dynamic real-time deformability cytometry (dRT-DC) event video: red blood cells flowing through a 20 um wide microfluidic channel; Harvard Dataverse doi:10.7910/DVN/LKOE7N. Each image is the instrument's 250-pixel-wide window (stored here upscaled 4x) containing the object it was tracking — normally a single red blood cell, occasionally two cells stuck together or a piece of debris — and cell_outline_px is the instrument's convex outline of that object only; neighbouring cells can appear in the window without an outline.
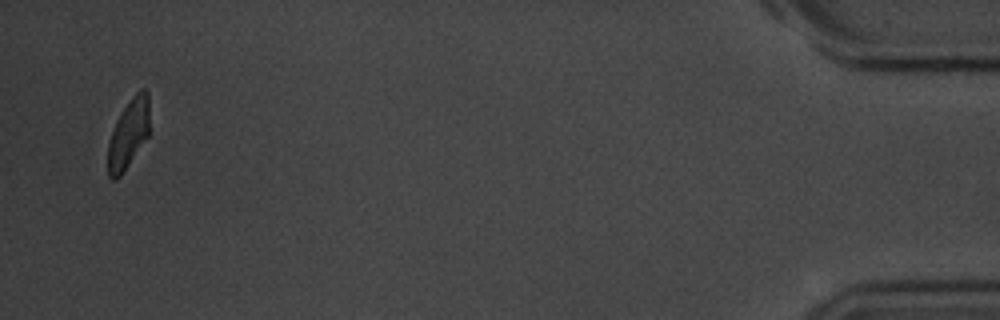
{"species": "common noctule bat (a hibernating species)", "species_latin": "Nyctalus noctula", "temperature_condition": "room temperature", "stored_images_in_passage": 47, "camera_frame_rate_fps": 3000, "um_per_image_px": 0.085, "animal": {"sex": "male", "body_mass_g": 20.1, "forearm_length_mm": 53.5}, "frame": {"image": 1, "passage_image": 47, "time_ms": 15.333, "image_size_px": [1000, 320], "cell_outline_px": [[148, 136], [120, 176], [116, 180], [112, 180], [108, 176], [108, 144], [116, 120], [120, 112], [132, 96], [140, 88], [148, 88]], "centroid_in_image_um": [10.91, 11.34], "position_along_channel_um": 424.3, "area_um2": 16.65}}